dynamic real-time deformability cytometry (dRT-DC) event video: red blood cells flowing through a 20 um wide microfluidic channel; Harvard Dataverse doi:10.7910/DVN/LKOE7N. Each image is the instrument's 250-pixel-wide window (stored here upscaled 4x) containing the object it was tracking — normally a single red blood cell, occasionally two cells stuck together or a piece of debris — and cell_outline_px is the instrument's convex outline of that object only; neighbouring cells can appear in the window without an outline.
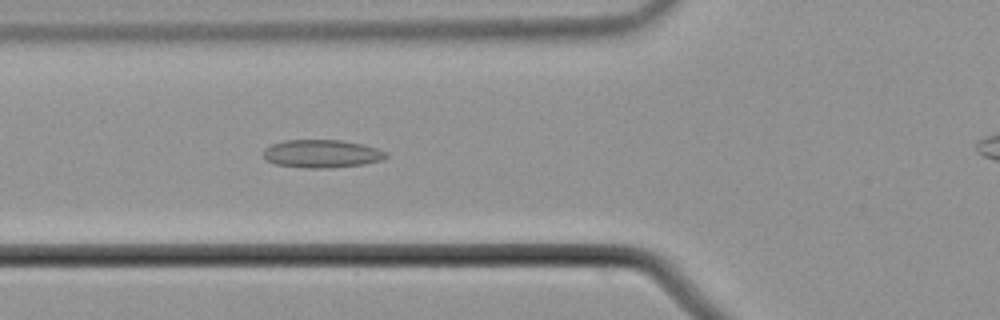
{"species": "common noctule bat (a hibernating species)", "species_latin": "Nyctalus noctula", "temperature_condition": "cold", "stored_images_in_passage": 49, "camera_frame_rate_fps": 3000, "um_per_image_px": 0.085, "animal": {"sex": "male", "body_mass_g": 21.5, "forearm_length_mm": 52.0}, "frame": {"image": 1, "passage_image": 20, "time_ms": 6.333, "image_size_px": [1000, 320], "cell_outline_px": [[388, 156], [380, 160], [364, 164], [328, 168], [304, 168], [276, 164], [264, 160], [264, 148], [272, 144], [284, 140], [340, 140], [360, 144], [376, 148], [388, 152]], "centroid_in_image_um": [27.32, 13.07], "position_along_channel_um": 98.5, "area_um2": 20.0}}
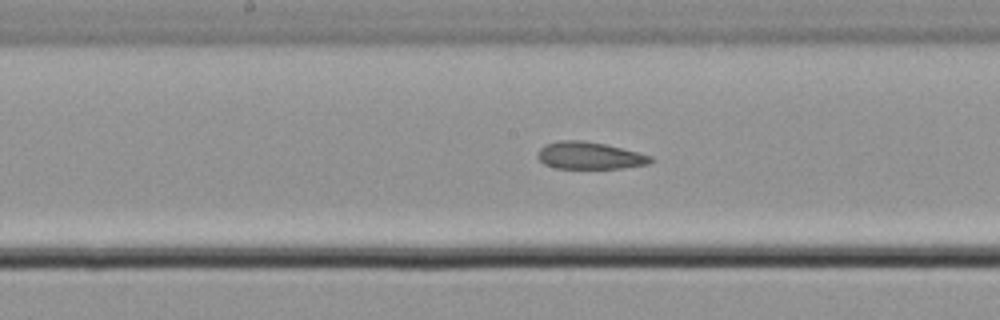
{"frame": {"image": 2, "passage_image": 28, "time_ms": 9.0, "image_size_px": [1000, 320], "cell_outline_px": [[656, 160], [648, 164], [624, 168], [556, 168], [544, 164], [536, 156], [540, 148], [544, 144], [560, 140], [584, 140], [604, 144], [652, 156]], "centroid_in_image_um": [50.1, 13.22], "position_along_channel_um": 198.1, "area_um2": 17.92}}
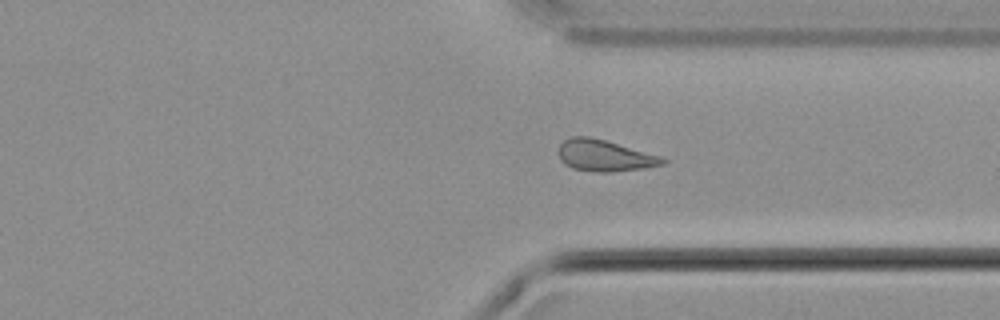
{"frame": {"image": 3, "passage_image": 41, "time_ms": 13.333, "image_size_px": [1000, 320], "cell_outline_px": [[668, 160], [664, 164], [644, 168], [612, 172], [596, 172], [572, 168], [564, 164], [560, 160], [560, 144], [564, 140], [572, 136], [588, 136], [604, 140], [660, 156]], "centroid_in_image_um": [51.38, 13.23], "position_along_channel_um": 360.0, "area_um2": 18.84}, "authors_computed_cell_mechanics": {"area_um2": 18.8428, "velocity_mm_per_s": 3.7269, "shape_relaxation_time_tau1_ms": null, "shape_relaxation_time_tau2_ms": 1.7318, "deformation_change_tau1": null, "deformation_change_tau2": 0.086}}